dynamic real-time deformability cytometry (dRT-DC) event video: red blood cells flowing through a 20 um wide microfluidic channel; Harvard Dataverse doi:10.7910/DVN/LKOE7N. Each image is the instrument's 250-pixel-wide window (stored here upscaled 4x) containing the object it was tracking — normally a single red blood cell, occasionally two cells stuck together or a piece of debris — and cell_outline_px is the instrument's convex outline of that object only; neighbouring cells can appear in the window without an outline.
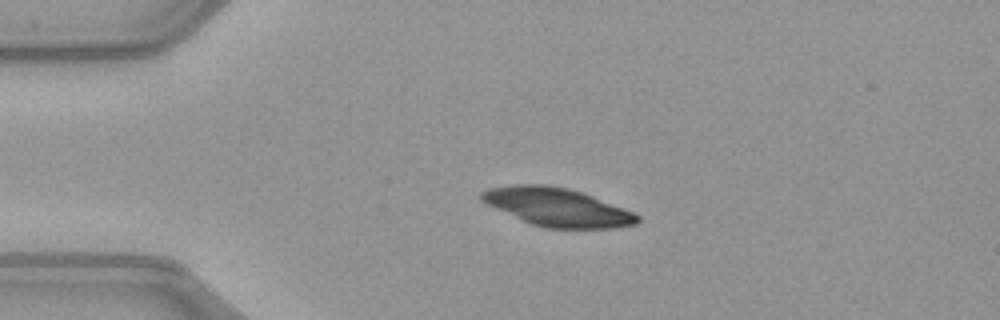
{"species": "common noctule bat (a hibernating species)", "species_latin": "Nyctalus noctula", "temperature_condition": "warm", "stored_images_in_passage": 50, "camera_frame_rate_fps": 3000, "um_per_image_px": 0.085, "animal": {"sex": "female", "body_mass_g": 21.9}, "frame": {"image": 1, "passage_image": 11, "time_ms": 3.333, "image_size_px": [1000, 320], "cell_outline_px": [[640, 220], [636, 224], [616, 228], [544, 228], [520, 220], [480, 200], [480, 192], [488, 188], [516, 184], [544, 184], [568, 188], [592, 196], [624, 208], [640, 216]], "centroid_in_image_um": [47.35, 17.61], "position_along_channel_um": 37.6, "area_um2": 34.62}}
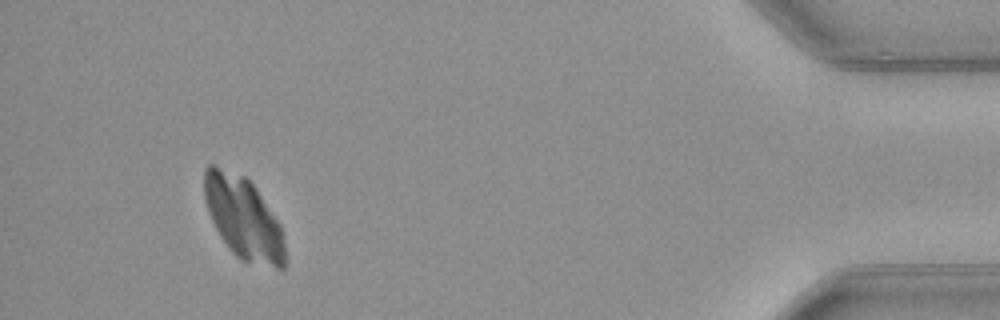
{"frame": {"image": 2, "passage_image": 47, "time_ms": 15.333, "image_size_px": [1000, 320], "cell_outline_px": [[284, 268], [276, 268], [240, 260], [228, 248], [220, 236], [208, 212], [204, 200], [204, 168], [208, 164], [216, 164], [244, 176], [256, 188], [280, 224], [284, 244]], "centroid_in_image_um": [20.65, 18.5], "position_along_channel_um": 414.6, "area_um2": 38.61}}